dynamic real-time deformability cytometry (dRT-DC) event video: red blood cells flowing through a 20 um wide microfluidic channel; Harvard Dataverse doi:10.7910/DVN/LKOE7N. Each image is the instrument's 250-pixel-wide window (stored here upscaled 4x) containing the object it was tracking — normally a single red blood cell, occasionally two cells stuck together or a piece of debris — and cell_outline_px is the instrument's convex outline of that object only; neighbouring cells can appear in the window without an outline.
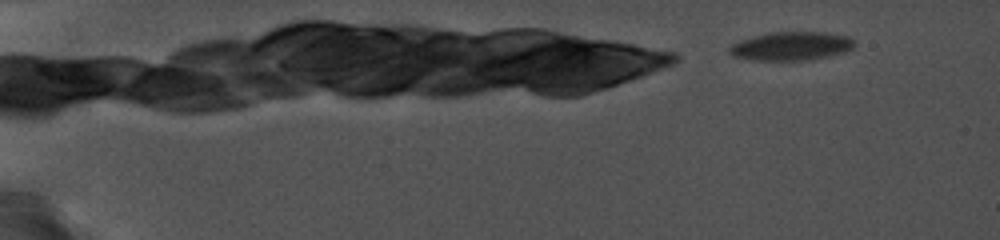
{"species": "common noctule bat (a hibernating species)", "species_latin": "Nyctalus noctula", "temperature_condition": "cold", "stored_images_in_passage": 12, "camera_frame_rate_fps": 5000, "um_per_image_px": 0.085, "animal": {"sex": "female", "body_mass_g": 19.0, "forearm_length_mm": 56.7}, "frame": {"image": 1, "passage_image": 3, "time_ms": 1.4, "image_size_px": [1000, 240], "cell_outline_px": [[856, 44], [852, 48], [844, 52], [828, 56], [808, 60], [748, 60], [732, 56], [728, 52], [728, 48], [732, 44], [740, 40], [752, 36], [768, 32], [824, 32], [848, 36], [856, 40]], "centroid_in_image_um": [67.23, 3.91], "position_along_channel_um": 17.8, "area_um2": 21.1}}
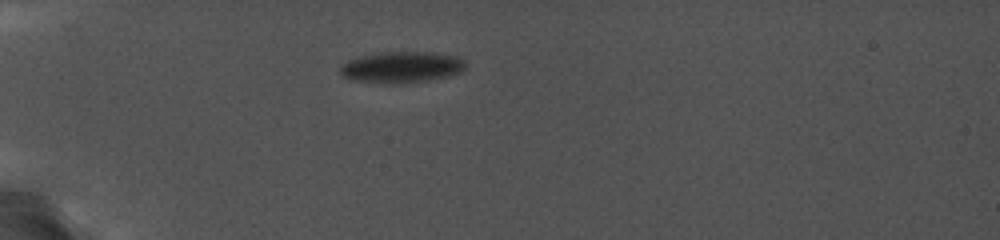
{"frame": {"image": 2, "passage_image": 9, "time_ms": 5.6, "image_size_px": [1000, 240], "cell_outline_px": [[464, 72], [448, 76], [428, 80], [400, 84], [388, 84], [348, 80], [340, 72], [340, 64], [348, 60], [360, 56], [380, 52], [432, 52], [456, 56], [464, 60]], "centroid_in_image_um": [34.1, 5.72], "position_along_channel_um": 50.9, "area_um2": 23.12}}
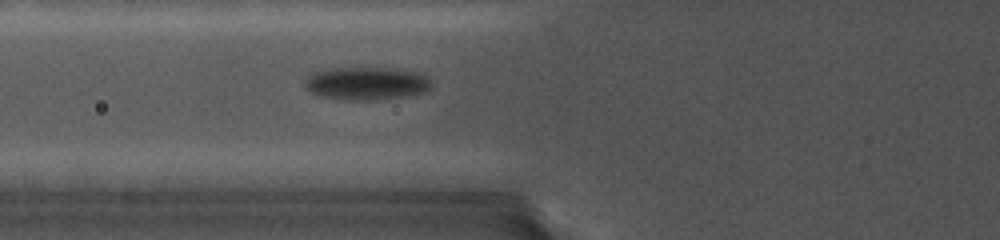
{"frame": {"image": 3, "passage_image": 12, "time_ms": 7.6, "image_size_px": [1000, 240], "cell_outline_px": [[432, 84], [424, 92], [400, 96], [372, 100], [344, 100], [320, 96], [312, 92], [308, 88], [308, 76], [312, 72], [328, 68], [392, 68], [416, 72], [428, 76], [432, 80]], "centroid_in_image_um": [31.17, 7.08], "position_along_channel_um": 94.6, "area_um2": 23.99}}